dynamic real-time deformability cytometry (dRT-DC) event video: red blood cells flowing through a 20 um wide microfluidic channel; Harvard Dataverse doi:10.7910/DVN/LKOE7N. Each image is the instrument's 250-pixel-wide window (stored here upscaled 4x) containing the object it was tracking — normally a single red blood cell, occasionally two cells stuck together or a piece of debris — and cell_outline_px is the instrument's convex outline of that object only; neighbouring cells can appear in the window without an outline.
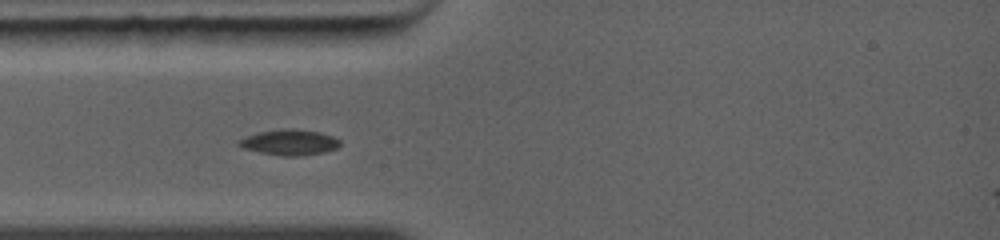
{"species": "common noctule bat (a hibernating species)", "species_latin": "Nyctalus noctula", "temperature_condition": "warm", "stored_images_in_passage": 4, "camera_frame_rate_fps": 5000, "um_per_image_px": 0.085, "animal": {"sex": "female", "body_mass_g": 19.0, "forearm_length_mm": 56.7}, "frame": {"image": 1, "passage_image": 3, "time_ms": 2.4, "image_size_px": [1000, 240], "cell_outline_px": [[340, 144], [336, 148], [324, 152], [296, 156], [284, 156], [260, 152], [244, 148], [236, 144], [240, 140], [248, 136], [260, 132], [320, 132], [332, 136], [340, 140]], "centroid_in_image_um": [24.64, 12.16], "position_along_channel_um": 60.4, "area_um2": 13.87}}
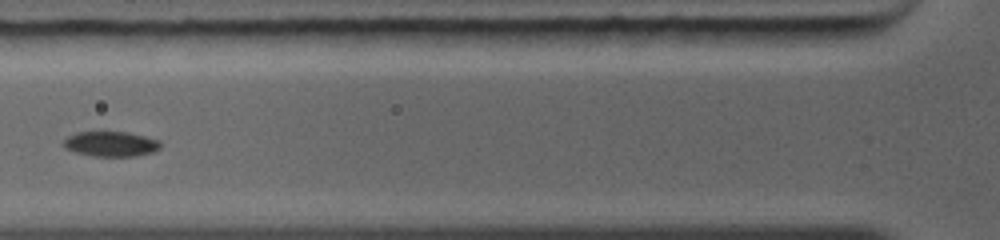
{"frame": {"image": 2, "passage_image": 4, "time_ms": 3.6, "image_size_px": [1000, 240], "cell_outline_px": [[160, 148], [152, 152], [136, 156], [92, 156], [76, 152], [64, 148], [64, 140], [68, 136], [76, 132], [128, 132], [160, 140]], "centroid_in_image_um": [9.42, 12.23], "position_along_channel_um": 116.4, "area_um2": 14.1}}